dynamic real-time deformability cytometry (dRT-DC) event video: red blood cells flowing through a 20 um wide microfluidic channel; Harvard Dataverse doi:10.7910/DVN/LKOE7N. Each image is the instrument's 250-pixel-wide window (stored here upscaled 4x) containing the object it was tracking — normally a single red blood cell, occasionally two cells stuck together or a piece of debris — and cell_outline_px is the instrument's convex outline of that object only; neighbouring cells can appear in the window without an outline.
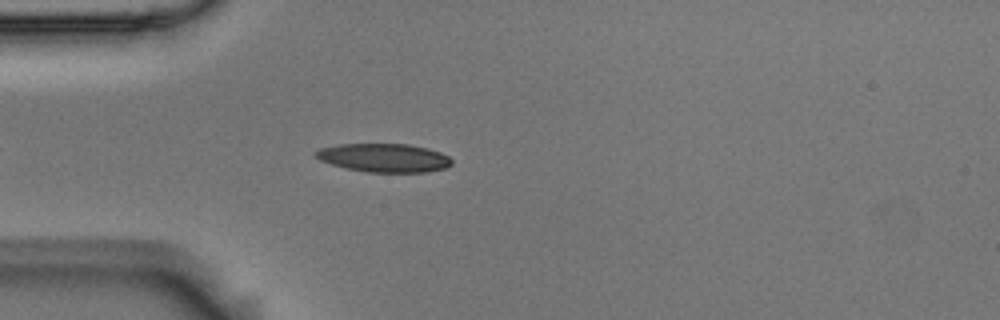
{"species": "Egyptian fruit bat (a non-hibernating species)", "species_latin": "Rousettus aegyptiacus", "temperature_condition": "room temperature", "stored_images_in_passage": 5, "camera_frame_rate_fps": 3000, "um_per_image_px": 0.085, "animal": {"sex": "male"}, "frame": {"image": 1, "passage_image": 5, "time_ms": 1.333, "image_size_px": [1000, 320], "cell_outline_px": [[452, 164], [444, 168], [428, 172], [368, 172], [348, 168], [332, 164], [320, 160], [312, 152], [320, 148], [340, 144], [408, 144], [428, 148], [440, 152], [448, 156], [452, 160]], "centroid_in_image_um": [32.65, 13.41], "position_along_channel_um": 52.3, "area_um2": 22.54}}